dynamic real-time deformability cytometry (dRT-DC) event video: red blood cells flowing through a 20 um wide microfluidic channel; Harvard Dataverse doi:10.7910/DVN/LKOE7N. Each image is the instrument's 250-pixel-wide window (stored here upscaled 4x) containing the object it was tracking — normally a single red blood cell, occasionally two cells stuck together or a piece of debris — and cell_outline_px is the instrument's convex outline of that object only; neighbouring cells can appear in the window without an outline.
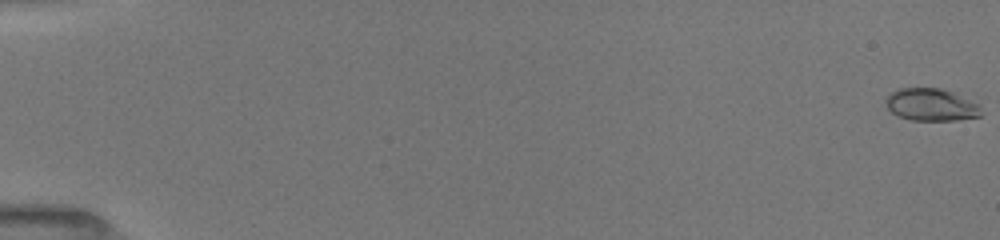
{"species": "common noctule bat (a hibernating species)", "species_latin": "Nyctalus noctula", "temperature_condition": "room temperature", "stored_images_in_passage": 49, "camera_frame_rate_fps": 3000, "um_per_image_px": 0.085, "animal": {"sex": "female", "body_mass_g": 19.5, "forearm_length_mm": 54.1}, "frame": {"image": 1, "passage_image": 1, "time_ms": 0.0, "image_size_px": [1000, 240], "cell_outline_px": [[980, 116], [956, 120], [912, 120], [900, 116], [892, 112], [888, 108], [884, 100], [896, 88], [940, 88], [956, 92], [980, 104]], "centroid_in_image_um": [79.17, 8.88], "position_along_channel_um": 5.8, "area_um2": 18.09}}
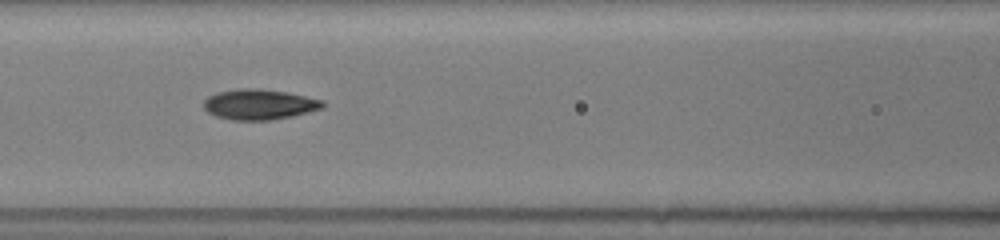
{"frame": {"image": 2, "passage_image": 25, "time_ms": 8.0, "image_size_px": [1000, 240], "cell_outline_px": [[324, 108], [292, 116], [272, 120], [232, 120], [216, 116], [208, 112], [204, 108], [204, 100], [208, 96], [216, 92], [236, 88], [260, 88], [284, 92], [324, 100]], "centroid_in_image_um": [22.02, 8.87], "position_along_channel_um": 144.6, "area_um2": 21.15}}
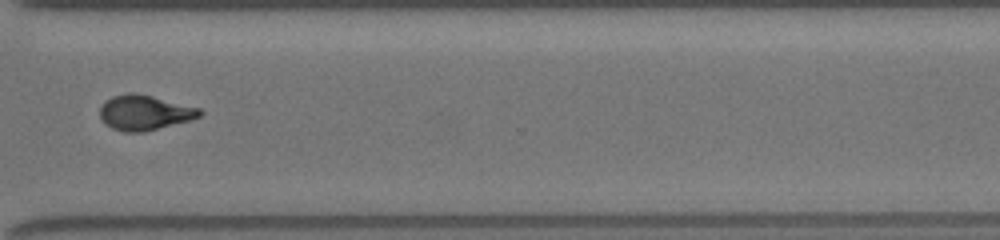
{"frame": {"image": 3, "passage_image": 41, "time_ms": 13.333, "image_size_px": [1000, 240], "cell_outline_px": [[204, 112], [200, 116], [188, 120], [144, 132], [124, 132], [112, 128], [100, 116], [100, 108], [104, 100], [112, 96], [132, 92], [152, 96], [200, 108]], "centroid_in_image_um": [12.28, 9.56], "position_along_channel_um": 358.3, "area_um2": 20.11}}